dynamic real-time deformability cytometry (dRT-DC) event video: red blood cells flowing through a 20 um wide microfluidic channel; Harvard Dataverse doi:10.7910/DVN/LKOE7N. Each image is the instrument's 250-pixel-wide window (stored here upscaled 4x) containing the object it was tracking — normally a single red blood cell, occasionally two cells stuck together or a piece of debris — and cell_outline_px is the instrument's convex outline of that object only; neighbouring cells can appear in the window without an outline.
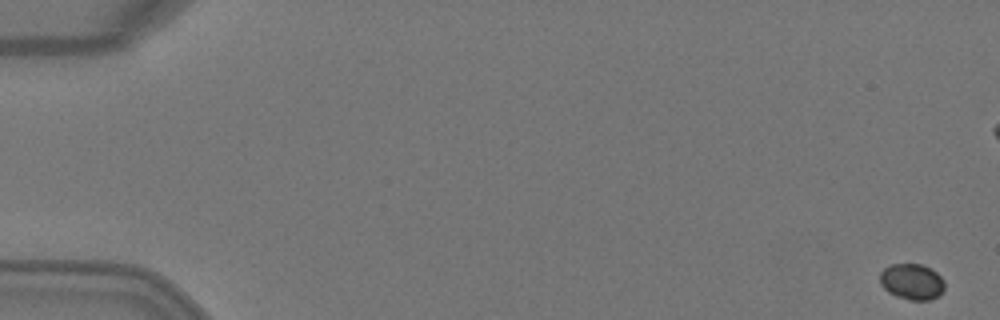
{"species": "Egyptian fruit bat (a non-hibernating species)", "species_latin": "Rousettus aegyptiacus", "temperature_condition": "warm", "stored_images_in_passage": 6, "camera_frame_rate_fps": 3000, "um_per_image_px": 0.085, "animal": {"sex": "female"}, "frame": {"image": 1, "passage_image": 1, "time_ms": 0.0, "image_size_px": [1000, 320], "cell_outline_px": [[944, 292], [940, 296], [928, 300], [908, 300], [896, 296], [888, 292], [880, 284], [880, 272], [884, 268], [892, 264], [920, 264], [932, 268], [944, 280]], "centroid_in_image_um": [77.53, 23.95], "position_along_channel_um": 7.5, "area_um2": 13.76}}
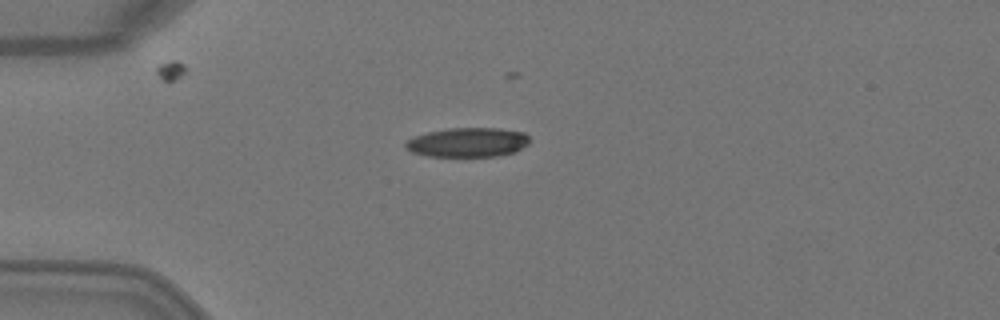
{"frame": {"image": 2, "passage_image": 6, "time_ms": 1.667, "image_size_px": [1000, 320], "cell_outline_px": [[528, 144], [516, 152], [496, 156], [428, 156], [412, 152], [404, 148], [404, 144], [408, 140], [416, 136], [428, 132], [448, 128], [500, 128], [524, 132], [528, 136]], "centroid_in_image_um": [39.77, 12.1], "position_along_channel_um": 45.2, "area_um2": 21.21}}